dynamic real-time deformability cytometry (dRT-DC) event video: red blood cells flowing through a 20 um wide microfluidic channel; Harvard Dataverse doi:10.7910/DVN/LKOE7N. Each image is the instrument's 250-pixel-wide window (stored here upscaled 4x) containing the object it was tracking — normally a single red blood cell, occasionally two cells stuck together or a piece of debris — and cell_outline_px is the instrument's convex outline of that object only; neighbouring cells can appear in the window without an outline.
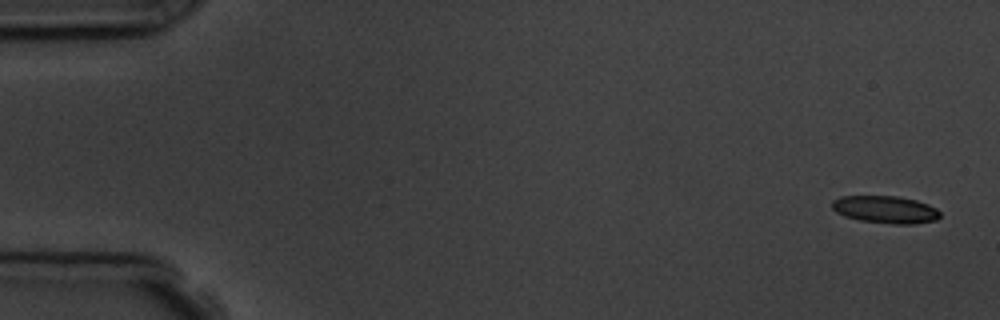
{"species": "common noctule bat (a hibernating species)", "species_latin": "Nyctalus noctula", "temperature_condition": "room temperature", "stored_images_in_passage": 6, "segment_of_instrument_passage": [1, 2], "camera_frame_rate_fps": 3000, "um_per_image_px": 0.085, "animal": {"sex": "male", "body_mass_g": 19.5, "forearm_length_mm": 54.6}, "frame": {"image": 1, "passage_image": 1, "time_ms": 0.0, "image_size_px": [1000, 320], "cell_outline_px": [[940, 216], [936, 220], [916, 224], [892, 224], [860, 220], [844, 216], [836, 212], [832, 208], [832, 200], [840, 196], [896, 196], [916, 200], [928, 204], [936, 208], [940, 212]], "centroid_in_image_um": [75.26, 17.81], "position_along_channel_um": 9.7, "area_um2": 17.34}}
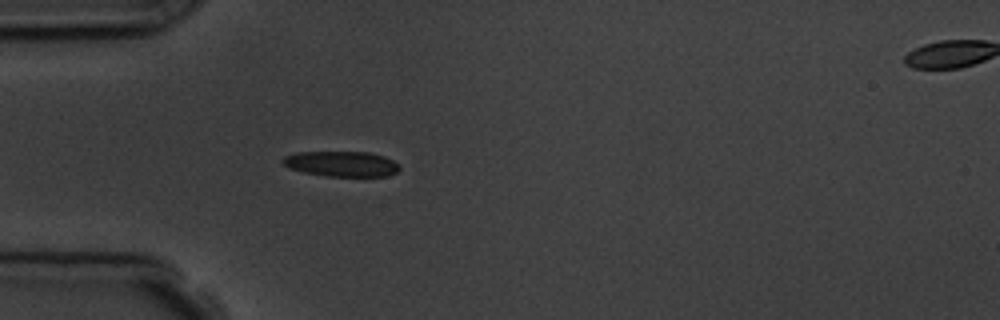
{"frame": {"image": 2, "passage_image": 5, "time_ms": 4.667, "image_size_px": [1000, 320], "cell_outline_px": [[400, 168], [396, 172], [384, 176], [328, 176], [304, 172], [288, 168], [280, 160], [284, 156], [296, 152], [368, 152], [384, 156], [392, 160]], "centroid_in_image_um": [28.98, 13.92], "position_along_channel_um": 56.0, "area_um2": 17.11}}